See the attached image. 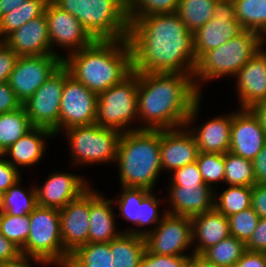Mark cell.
<instances>
[{
    "mask_svg": "<svg viewBox=\"0 0 266 267\" xmlns=\"http://www.w3.org/2000/svg\"><path fill=\"white\" fill-rule=\"evenodd\" d=\"M132 70L137 73L194 74V33L177 13L151 14L129 23Z\"/></svg>",
    "mask_w": 266,
    "mask_h": 267,
    "instance_id": "cell-1",
    "label": "cell"
},
{
    "mask_svg": "<svg viewBox=\"0 0 266 267\" xmlns=\"http://www.w3.org/2000/svg\"><path fill=\"white\" fill-rule=\"evenodd\" d=\"M193 75L138 73L139 130L176 129L186 125L193 105L202 98Z\"/></svg>",
    "mask_w": 266,
    "mask_h": 267,
    "instance_id": "cell-2",
    "label": "cell"
},
{
    "mask_svg": "<svg viewBox=\"0 0 266 267\" xmlns=\"http://www.w3.org/2000/svg\"><path fill=\"white\" fill-rule=\"evenodd\" d=\"M62 64L75 80L97 95L133 72L127 39L94 40L89 46L63 56Z\"/></svg>",
    "mask_w": 266,
    "mask_h": 267,
    "instance_id": "cell-3",
    "label": "cell"
},
{
    "mask_svg": "<svg viewBox=\"0 0 266 267\" xmlns=\"http://www.w3.org/2000/svg\"><path fill=\"white\" fill-rule=\"evenodd\" d=\"M121 187L153 191L162 172L160 130L140 129L123 132L116 156Z\"/></svg>",
    "mask_w": 266,
    "mask_h": 267,
    "instance_id": "cell-4",
    "label": "cell"
},
{
    "mask_svg": "<svg viewBox=\"0 0 266 267\" xmlns=\"http://www.w3.org/2000/svg\"><path fill=\"white\" fill-rule=\"evenodd\" d=\"M72 14L94 40L127 39L126 0H52Z\"/></svg>",
    "mask_w": 266,
    "mask_h": 267,
    "instance_id": "cell-5",
    "label": "cell"
},
{
    "mask_svg": "<svg viewBox=\"0 0 266 267\" xmlns=\"http://www.w3.org/2000/svg\"><path fill=\"white\" fill-rule=\"evenodd\" d=\"M265 39L255 31L243 30L223 45L206 52L196 64L194 83L201 93L205 81L234 77L264 46Z\"/></svg>",
    "mask_w": 266,
    "mask_h": 267,
    "instance_id": "cell-6",
    "label": "cell"
},
{
    "mask_svg": "<svg viewBox=\"0 0 266 267\" xmlns=\"http://www.w3.org/2000/svg\"><path fill=\"white\" fill-rule=\"evenodd\" d=\"M23 258L65 267L70 254L61 240L59 209L37 206L30 213L29 236L21 249Z\"/></svg>",
    "mask_w": 266,
    "mask_h": 267,
    "instance_id": "cell-7",
    "label": "cell"
},
{
    "mask_svg": "<svg viewBox=\"0 0 266 267\" xmlns=\"http://www.w3.org/2000/svg\"><path fill=\"white\" fill-rule=\"evenodd\" d=\"M73 165H96L116 162L122 132L98 123L75 126L65 131Z\"/></svg>",
    "mask_w": 266,
    "mask_h": 267,
    "instance_id": "cell-8",
    "label": "cell"
},
{
    "mask_svg": "<svg viewBox=\"0 0 266 267\" xmlns=\"http://www.w3.org/2000/svg\"><path fill=\"white\" fill-rule=\"evenodd\" d=\"M138 73L132 72L119 84L113 85L98 95L95 123L120 132L139 130V125L130 126L138 120Z\"/></svg>",
    "mask_w": 266,
    "mask_h": 267,
    "instance_id": "cell-9",
    "label": "cell"
},
{
    "mask_svg": "<svg viewBox=\"0 0 266 267\" xmlns=\"http://www.w3.org/2000/svg\"><path fill=\"white\" fill-rule=\"evenodd\" d=\"M68 69L62 64L22 106L34 127L47 128L59 134L60 104Z\"/></svg>",
    "mask_w": 266,
    "mask_h": 267,
    "instance_id": "cell-10",
    "label": "cell"
},
{
    "mask_svg": "<svg viewBox=\"0 0 266 267\" xmlns=\"http://www.w3.org/2000/svg\"><path fill=\"white\" fill-rule=\"evenodd\" d=\"M121 189L120 196L113 201V204L116 207L118 206L121 218L137 226V229H125L123 233L146 237L149 232L156 228L167 213L166 210L161 212L162 214L158 211V206L163 200H160L159 197L156 198L157 194H153L152 191L144 188L122 187ZM146 225H153V228L148 230ZM140 227L143 229H140Z\"/></svg>",
    "mask_w": 266,
    "mask_h": 267,
    "instance_id": "cell-11",
    "label": "cell"
},
{
    "mask_svg": "<svg viewBox=\"0 0 266 267\" xmlns=\"http://www.w3.org/2000/svg\"><path fill=\"white\" fill-rule=\"evenodd\" d=\"M243 30L235 17L233 0H217L213 18L194 33L196 61L209 50L223 45Z\"/></svg>",
    "mask_w": 266,
    "mask_h": 267,
    "instance_id": "cell-12",
    "label": "cell"
},
{
    "mask_svg": "<svg viewBox=\"0 0 266 267\" xmlns=\"http://www.w3.org/2000/svg\"><path fill=\"white\" fill-rule=\"evenodd\" d=\"M61 65L59 55L20 56L8 83L23 104Z\"/></svg>",
    "mask_w": 266,
    "mask_h": 267,
    "instance_id": "cell-13",
    "label": "cell"
},
{
    "mask_svg": "<svg viewBox=\"0 0 266 267\" xmlns=\"http://www.w3.org/2000/svg\"><path fill=\"white\" fill-rule=\"evenodd\" d=\"M145 240L146 248L153 254L190 256L186 250L192 247V219L166 213Z\"/></svg>",
    "mask_w": 266,
    "mask_h": 267,
    "instance_id": "cell-14",
    "label": "cell"
},
{
    "mask_svg": "<svg viewBox=\"0 0 266 267\" xmlns=\"http://www.w3.org/2000/svg\"><path fill=\"white\" fill-rule=\"evenodd\" d=\"M98 95L69 75L63 86L59 132L95 123Z\"/></svg>",
    "mask_w": 266,
    "mask_h": 267,
    "instance_id": "cell-15",
    "label": "cell"
},
{
    "mask_svg": "<svg viewBox=\"0 0 266 267\" xmlns=\"http://www.w3.org/2000/svg\"><path fill=\"white\" fill-rule=\"evenodd\" d=\"M44 13L48 24L51 50L62 59L63 56L55 52V46L65 48L69 55L89 46L94 41L76 17L59 8L52 0L47 3Z\"/></svg>",
    "mask_w": 266,
    "mask_h": 267,
    "instance_id": "cell-16",
    "label": "cell"
},
{
    "mask_svg": "<svg viewBox=\"0 0 266 267\" xmlns=\"http://www.w3.org/2000/svg\"><path fill=\"white\" fill-rule=\"evenodd\" d=\"M200 100L201 98L193 105L185 126L193 134L199 152L225 154L230 147L233 111L227 116H216L198 127H193L191 125L198 118Z\"/></svg>",
    "mask_w": 266,
    "mask_h": 267,
    "instance_id": "cell-17",
    "label": "cell"
},
{
    "mask_svg": "<svg viewBox=\"0 0 266 267\" xmlns=\"http://www.w3.org/2000/svg\"><path fill=\"white\" fill-rule=\"evenodd\" d=\"M266 144V134L250 109L233 111L229 151L253 160Z\"/></svg>",
    "mask_w": 266,
    "mask_h": 267,
    "instance_id": "cell-18",
    "label": "cell"
},
{
    "mask_svg": "<svg viewBox=\"0 0 266 267\" xmlns=\"http://www.w3.org/2000/svg\"><path fill=\"white\" fill-rule=\"evenodd\" d=\"M61 240L63 248L73 253L88 243L89 237V188L78 198L59 209Z\"/></svg>",
    "mask_w": 266,
    "mask_h": 267,
    "instance_id": "cell-19",
    "label": "cell"
},
{
    "mask_svg": "<svg viewBox=\"0 0 266 267\" xmlns=\"http://www.w3.org/2000/svg\"><path fill=\"white\" fill-rule=\"evenodd\" d=\"M88 182L75 173L53 172L47 176L44 185L35 186L37 205L62 209L90 187Z\"/></svg>",
    "mask_w": 266,
    "mask_h": 267,
    "instance_id": "cell-20",
    "label": "cell"
},
{
    "mask_svg": "<svg viewBox=\"0 0 266 267\" xmlns=\"http://www.w3.org/2000/svg\"><path fill=\"white\" fill-rule=\"evenodd\" d=\"M199 148L186 126L160 130V156L162 171H174L197 160Z\"/></svg>",
    "mask_w": 266,
    "mask_h": 267,
    "instance_id": "cell-21",
    "label": "cell"
},
{
    "mask_svg": "<svg viewBox=\"0 0 266 267\" xmlns=\"http://www.w3.org/2000/svg\"><path fill=\"white\" fill-rule=\"evenodd\" d=\"M240 109L266 99V50L257 52L234 76Z\"/></svg>",
    "mask_w": 266,
    "mask_h": 267,
    "instance_id": "cell-22",
    "label": "cell"
},
{
    "mask_svg": "<svg viewBox=\"0 0 266 267\" xmlns=\"http://www.w3.org/2000/svg\"><path fill=\"white\" fill-rule=\"evenodd\" d=\"M20 56L55 55L50 46L45 13L30 20L3 41Z\"/></svg>",
    "mask_w": 266,
    "mask_h": 267,
    "instance_id": "cell-23",
    "label": "cell"
},
{
    "mask_svg": "<svg viewBox=\"0 0 266 267\" xmlns=\"http://www.w3.org/2000/svg\"><path fill=\"white\" fill-rule=\"evenodd\" d=\"M167 213L193 218L214 209L215 190L204 185H170Z\"/></svg>",
    "mask_w": 266,
    "mask_h": 267,
    "instance_id": "cell-24",
    "label": "cell"
},
{
    "mask_svg": "<svg viewBox=\"0 0 266 267\" xmlns=\"http://www.w3.org/2000/svg\"><path fill=\"white\" fill-rule=\"evenodd\" d=\"M113 200L89 187V237L88 243L110 242L119 237L122 231H116V214Z\"/></svg>",
    "mask_w": 266,
    "mask_h": 267,
    "instance_id": "cell-25",
    "label": "cell"
},
{
    "mask_svg": "<svg viewBox=\"0 0 266 267\" xmlns=\"http://www.w3.org/2000/svg\"><path fill=\"white\" fill-rule=\"evenodd\" d=\"M191 219L193 253L203 254L208 248L230 236L229 219L215 208Z\"/></svg>",
    "mask_w": 266,
    "mask_h": 267,
    "instance_id": "cell-26",
    "label": "cell"
},
{
    "mask_svg": "<svg viewBox=\"0 0 266 267\" xmlns=\"http://www.w3.org/2000/svg\"><path fill=\"white\" fill-rule=\"evenodd\" d=\"M54 132L43 127H34L27 134L12 144L2 156H7L10 162L18 170L19 167H28L40 163L46 151V140L52 138ZM46 137V138H45ZM11 159H8V158Z\"/></svg>",
    "mask_w": 266,
    "mask_h": 267,
    "instance_id": "cell-27",
    "label": "cell"
},
{
    "mask_svg": "<svg viewBox=\"0 0 266 267\" xmlns=\"http://www.w3.org/2000/svg\"><path fill=\"white\" fill-rule=\"evenodd\" d=\"M114 267H139L146 250L145 237L122 233L110 241Z\"/></svg>",
    "mask_w": 266,
    "mask_h": 267,
    "instance_id": "cell-28",
    "label": "cell"
},
{
    "mask_svg": "<svg viewBox=\"0 0 266 267\" xmlns=\"http://www.w3.org/2000/svg\"><path fill=\"white\" fill-rule=\"evenodd\" d=\"M49 0H27L0 18V41L11 33L44 14Z\"/></svg>",
    "mask_w": 266,
    "mask_h": 267,
    "instance_id": "cell-29",
    "label": "cell"
},
{
    "mask_svg": "<svg viewBox=\"0 0 266 267\" xmlns=\"http://www.w3.org/2000/svg\"><path fill=\"white\" fill-rule=\"evenodd\" d=\"M33 128L23 106L0 113V155Z\"/></svg>",
    "mask_w": 266,
    "mask_h": 267,
    "instance_id": "cell-30",
    "label": "cell"
},
{
    "mask_svg": "<svg viewBox=\"0 0 266 267\" xmlns=\"http://www.w3.org/2000/svg\"><path fill=\"white\" fill-rule=\"evenodd\" d=\"M110 242L87 243L70 254L65 267H114Z\"/></svg>",
    "mask_w": 266,
    "mask_h": 267,
    "instance_id": "cell-31",
    "label": "cell"
},
{
    "mask_svg": "<svg viewBox=\"0 0 266 267\" xmlns=\"http://www.w3.org/2000/svg\"><path fill=\"white\" fill-rule=\"evenodd\" d=\"M235 17L244 30L266 38V0H233Z\"/></svg>",
    "mask_w": 266,
    "mask_h": 267,
    "instance_id": "cell-32",
    "label": "cell"
},
{
    "mask_svg": "<svg viewBox=\"0 0 266 267\" xmlns=\"http://www.w3.org/2000/svg\"><path fill=\"white\" fill-rule=\"evenodd\" d=\"M215 190L214 208L227 218L251 207L252 186H232L218 193Z\"/></svg>",
    "mask_w": 266,
    "mask_h": 267,
    "instance_id": "cell-33",
    "label": "cell"
},
{
    "mask_svg": "<svg viewBox=\"0 0 266 267\" xmlns=\"http://www.w3.org/2000/svg\"><path fill=\"white\" fill-rule=\"evenodd\" d=\"M217 0H180L177 14L187 29L195 33L202 25L213 18Z\"/></svg>",
    "mask_w": 266,
    "mask_h": 267,
    "instance_id": "cell-34",
    "label": "cell"
},
{
    "mask_svg": "<svg viewBox=\"0 0 266 267\" xmlns=\"http://www.w3.org/2000/svg\"><path fill=\"white\" fill-rule=\"evenodd\" d=\"M21 179L9 187L3 194V212L13 215L22 216L30 214L38 205L36 189L33 185L30 190L20 186Z\"/></svg>",
    "mask_w": 266,
    "mask_h": 267,
    "instance_id": "cell-35",
    "label": "cell"
},
{
    "mask_svg": "<svg viewBox=\"0 0 266 267\" xmlns=\"http://www.w3.org/2000/svg\"><path fill=\"white\" fill-rule=\"evenodd\" d=\"M245 251L246 244L230 235L202 255L218 267H234Z\"/></svg>",
    "mask_w": 266,
    "mask_h": 267,
    "instance_id": "cell-36",
    "label": "cell"
},
{
    "mask_svg": "<svg viewBox=\"0 0 266 267\" xmlns=\"http://www.w3.org/2000/svg\"><path fill=\"white\" fill-rule=\"evenodd\" d=\"M224 182L232 186H253L256 184L253 163L228 151L225 153Z\"/></svg>",
    "mask_w": 266,
    "mask_h": 267,
    "instance_id": "cell-37",
    "label": "cell"
},
{
    "mask_svg": "<svg viewBox=\"0 0 266 267\" xmlns=\"http://www.w3.org/2000/svg\"><path fill=\"white\" fill-rule=\"evenodd\" d=\"M180 0H126L129 23L151 14L176 13Z\"/></svg>",
    "mask_w": 266,
    "mask_h": 267,
    "instance_id": "cell-38",
    "label": "cell"
},
{
    "mask_svg": "<svg viewBox=\"0 0 266 267\" xmlns=\"http://www.w3.org/2000/svg\"><path fill=\"white\" fill-rule=\"evenodd\" d=\"M30 214L13 216L2 212L0 214V232L16 246L22 249L29 236Z\"/></svg>",
    "mask_w": 266,
    "mask_h": 267,
    "instance_id": "cell-39",
    "label": "cell"
},
{
    "mask_svg": "<svg viewBox=\"0 0 266 267\" xmlns=\"http://www.w3.org/2000/svg\"><path fill=\"white\" fill-rule=\"evenodd\" d=\"M196 162L204 183L216 190L214 185L224 182L225 154L199 152Z\"/></svg>",
    "mask_w": 266,
    "mask_h": 267,
    "instance_id": "cell-40",
    "label": "cell"
},
{
    "mask_svg": "<svg viewBox=\"0 0 266 267\" xmlns=\"http://www.w3.org/2000/svg\"><path fill=\"white\" fill-rule=\"evenodd\" d=\"M230 235L243 241L245 244L252 237L260 217L252 207L242 210L228 217Z\"/></svg>",
    "mask_w": 266,
    "mask_h": 267,
    "instance_id": "cell-41",
    "label": "cell"
},
{
    "mask_svg": "<svg viewBox=\"0 0 266 267\" xmlns=\"http://www.w3.org/2000/svg\"><path fill=\"white\" fill-rule=\"evenodd\" d=\"M190 256L159 255L147 248L139 267H188Z\"/></svg>",
    "mask_w": 266,
    "mask_h": 267,
    "instance_id": "cell-42",
    "label": "cell"
},
{
    "mask_svg": "<svg viewBox=\"0 0 266 267\" xmlns=\"http://www.w3.org/2000/svg\"><path fill=\"white\" fill-rule=\"evenodd\" d=\"M169 185H204L197 162L187 164L174 170Z\"/></svg>",
    "mask_w": 266,
    "mask_h": 267,
    "instance_id": "cell-43",
    "label": "cell"
},
{
    "mask_svg": "<svg viewBox=\"0 0 266 267\" xmlns=\"http://www.w3.org/2000/svg\"><path fill=\"white\" fill-rule=\"evenodd\" d=\"M18 55L3 41H0V82H8Z\"/></svg>",
    "mask_w": 266,
    "mask_h": 267,
    "instance_id": "cell-44",
    "label": "cell"
},
{
    "mask_svg": "<svg viewBox=\"0 0 266 267\" xmlns=\"http://www.w3.org/2000/svg\"><path fill=\"white\" fill-rule=\"evenodd\" d=\"M21 179L20 171L15 168L6 157L0 155V191L6 190Z\"/></svg>",
    "mask_w": 266,
    "mask_h": 267,
    "instance_id": "cell-45",
    "label": "cell"
},
{
    "mask_svg": "<svg viewBox=\"0 0 266 267\" xmlns=\"http://www.w3.org/2000/svg\"><path fill=\"white\" fill-rule=\"evenodd\" d=\"M22 259L21 249L0 232V266L14 264Z\"/></svg>",
    "mask_w": 266,
    "mask_h": 267,
    "instance_id": "cell-46",
    "label": "cell"
},
{
    "mask_svg": "<svg viewBox=\"0 0 266 267\" xmlns=\"http://www.w3.org/2000/svg\"><path fill=\"white\" fill-rule=\"evenodd\" d=\"M246 250L266 253V218H260L252 237L246 243Z\"/></svg>",
    "mask_w": 266,
    "mask_h": 267,
    "instance_id": "cell-47",
    "label": "cell"
},
{
    "mask_svg": "<svg viewBox=\"0 0 266 267\" xmlns=\"http://www.w3.org/2000/svg\"><path fill=\"white\" fill-rule=\"evenodd\" d=\"M22 107L8 82H0V113L13 111Z\"/></svg>",
    "mask_w": 266,
    "mask_h": 267,
    "instance_id": "cell-48",
    "label": "cell"
},
{
    "mask_svg": "<svg viewBox=\"0 0 266 267\" xmlns=\"http://www.w3.org/2000/svg\"><path fill=\"white\" fill-rule=\"evenodd\" d=\"M251 207L260 218H266V184L252 186Z\"/></svg>",
    "mask_w": 266,
    "mask_h": 267,
    "instance_id": "cell-49",
    "label": "cell"
},
{
    "mask_svg": "<svg viewBox=\"0 0 266 267\" xmlns=\"http://www.w3.org/2000/svg\"><path fill=\"white\" fill-rule=\"evenodd\" d=\"M234 267H266V253L246 250Z\"/></svg>",
    "mask_w": 266,
    "mask_h": 267,
    "instance_id": "cell-50",
    "label": "cell"
},
{
    "mask_svg": "<svg viewBox=\"0 0 266 267\" xmlns=\"http://www.w3.org/2000/svg\"><path fill=\"white\" fill-rule=\"evenodd\" d=\"M256 184H266V144L252 160Z\"/></svg>",
    "mask_w": 266,
    "mask_h": 267,
    "instance_id": "cell-51",
    "label": "cell"
},
{
    "mask_svg": "<svg viewBox=\"0 0 266 267\" xmlns=\"http://www.w3.org/2000/svg\"><path fill=\"white\" fill-rule=\"evenodd\" d=\"M250 110L259 119L261 127L266 134V99L255 103Z\"/></svg>",
    "mask_w": 266,
    "mask_h": 267,
    "instance_id": "cell-52",
    "label": "cell"
},
{
    "mask_svg": "<svg viewBox=\"0 0 266 267\" xmlns=\"http://www.w3.org/2000/svg\"><path fill=\"white\" fill-rule=\"evenodd\" d=\"M188 267H218L209 261L202 254L193 253L190 255Z\"/></svg>",
    "mask_w": 266,
    "mask_h": 267,
    "instance_id": "cell-53",
    "label": "cell"
},
{
    "mask_svg": "<svg viewBox=\"0 0 266 267\" xmlns=\"http://www.w3.org/2000/svg\"><path fill=\"white\" fill-rule=\"evenodd\" d=\"M27 0H0V18Z\"/></svg>",
    "mask_w": 266,
    "mask_h": 267,
    "instance_id": "cell-54",
    "label": "cell"
},
{
    "mask_svg": "<svg viewBox=\"0 0 266 267\" xmlns=\"http://www.w3.org/2000/svg\"><path fill=\"white\" fill-rule=\"evenodd\" d=\"M34 262V263H37L40 264V265H51L49 263H46V262H43V261H39V260H34V259H26V258H23L21 261L17 262V263H14V264H7V265H4V266H0V267H33V265H31L30 262Z\"/></svg>",
    "mask_w": 266,
    "mask_h": 267,
    "instance_id": "cell-55",
    "label": "cell"
},
{
    "mask_svg": "<svg viewBox=\"0 0 266 267\" xmlns=\"http://www.w3.org/2000/svg\"><path fill=\"white\" fill-rule=\"evenodd\" d=\"M3 192L0 191V214L3 212Z\"/></svg>",
    "mask_w": 266,
    "mask_h": 267,
    "instance_id": "cell-56",
    "label": "cell"
}]
</instances>
